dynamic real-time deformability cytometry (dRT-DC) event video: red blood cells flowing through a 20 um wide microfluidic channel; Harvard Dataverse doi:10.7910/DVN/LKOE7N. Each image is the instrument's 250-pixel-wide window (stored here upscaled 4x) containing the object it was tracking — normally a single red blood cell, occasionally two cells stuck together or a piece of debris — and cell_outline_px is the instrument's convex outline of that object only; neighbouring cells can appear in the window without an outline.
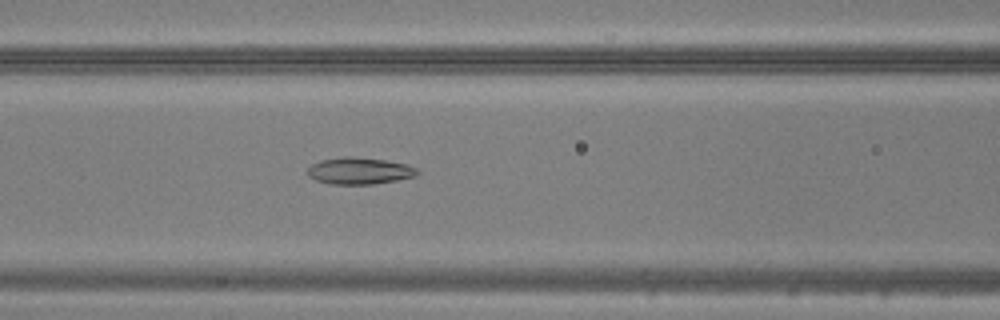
{"species": "common noctule bat (a hibernating species)", "species_latin": "Nyctalus noctula", "temperature_condition": "warm", "stored_images_in_passage": 22, "camera_frame_rate_fps": 3000, "um_per_image_px": 0.085, "animal": {"sex": "male", "body_mass_g": 20.5, "forearm_length_mm": 52.5}, "frame": {"image": 1, "passage_image": 21, "time_ms": 6.667, "image_size_px": [1000, 320], "cell_outline_px": [[420, 172], [416, 176], [396, 180], [372, 184], [328, 184], [316, 180], [308, 176], [308, 168], [312, 164], [320, 160], [344, 156], [352, 156], [384, 160], [408, 164], [416, 168]], "centroid_in_image_um": [30.55, 14.52], "position_along_channel_um": 136.1, "area_um2": 17.17}}